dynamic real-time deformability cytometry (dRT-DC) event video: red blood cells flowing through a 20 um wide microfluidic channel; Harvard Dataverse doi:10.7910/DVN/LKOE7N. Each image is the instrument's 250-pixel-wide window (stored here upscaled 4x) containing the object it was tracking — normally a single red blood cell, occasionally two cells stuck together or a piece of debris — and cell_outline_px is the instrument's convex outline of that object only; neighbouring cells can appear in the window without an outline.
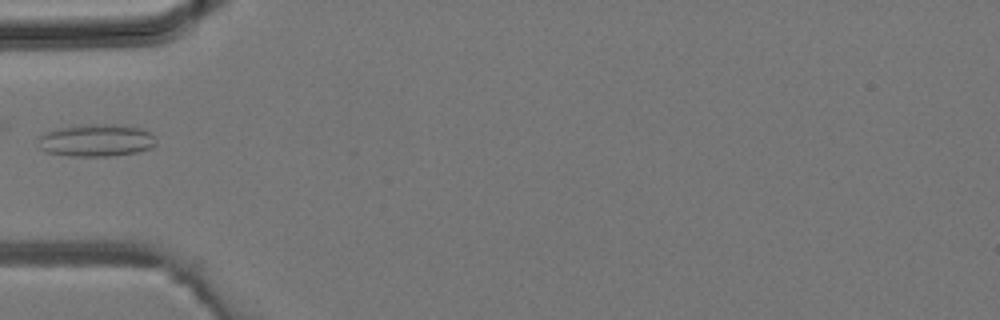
{"species": "common noctule bat (a hibernating species)", "species_latin": "Nyctalus noctula", "temperature_condition": "room temperature", "stored_images_in_passage": 4, "camera_frame_rate_fps": 3000, "um_per_image_px": 0.085, "animal": {"sex": "male", "body_mass_g": 19.2, "forearm_length_mm": 51.8}, "frame": {"image": 1, "passage_image": 4, "time_ms": 1.0, "image_size_px": [1000, 320], "cell_outline_px": [[156, 144], [148, 148], [136, 152], [108, 156], [68, 156], [44, 152], [40, 148], [36, 140], [44, 132], [56, 128], [72, 124], [116, 124], [140, 128], [152, 132], [156, 136]], "centroid_in_image_um": [8.13, 11.91], "position_along_channel_um": 76.9, "area_um2": 22.77}}